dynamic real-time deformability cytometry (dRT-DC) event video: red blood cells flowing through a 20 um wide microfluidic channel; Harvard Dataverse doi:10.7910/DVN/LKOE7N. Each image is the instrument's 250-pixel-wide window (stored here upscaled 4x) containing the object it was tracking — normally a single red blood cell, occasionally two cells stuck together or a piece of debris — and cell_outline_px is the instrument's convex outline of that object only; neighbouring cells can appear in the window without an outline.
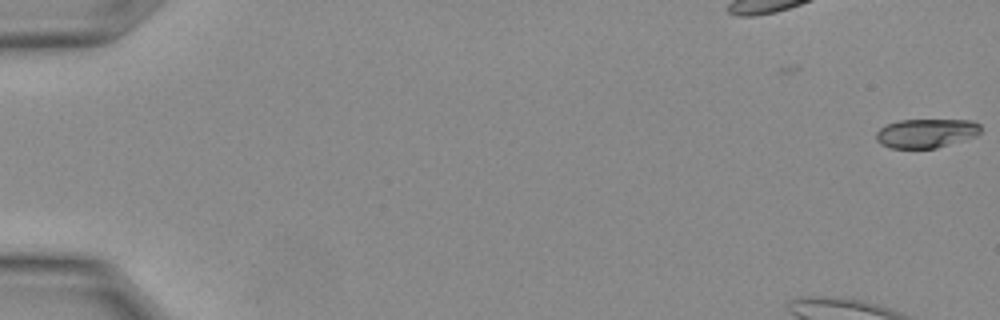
{"species": "Egyptian fruit bat (a non-hibernating species)", "species_latin": "Rousettus aegyptiacus", "temperature_condition": "warm", "stored_images_in_passage": 1, "camera_frame_rate_fps": 3000, "um_per_image_px": 0.085, "animal": {"sex": "female"}, "frame": {"image": 1, "passage_image": 1, "time_ms": 0.0, "image_size_px": [1000, 320], "cell_outline_px": [[976, 124], [928, 148], [900, 148], [888, 144], [896, 124], [912, 120], [944, 120]], "centroid_in_image_um": [78.62, 11.29], "position_along_channel_um": 6.4, "area_um2": 11.96}}